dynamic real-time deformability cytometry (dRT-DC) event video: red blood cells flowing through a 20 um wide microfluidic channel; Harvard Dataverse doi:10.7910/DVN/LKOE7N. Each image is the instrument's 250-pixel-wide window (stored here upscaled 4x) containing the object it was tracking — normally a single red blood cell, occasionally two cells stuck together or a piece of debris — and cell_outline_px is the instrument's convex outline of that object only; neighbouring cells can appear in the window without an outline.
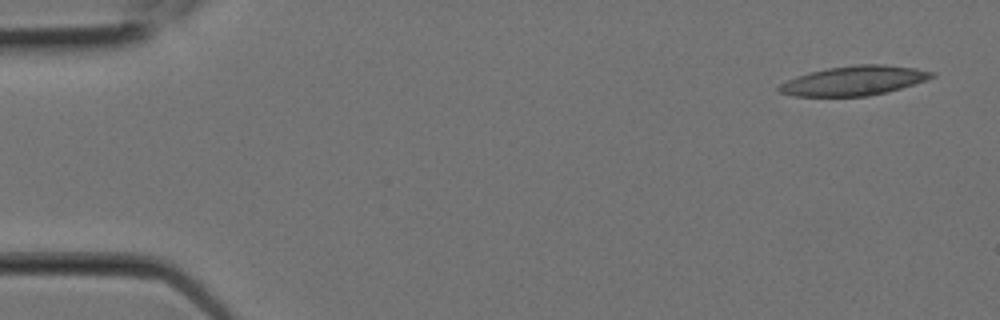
{"species": "Egyptian fruit bat (a non-hibernating species)", "species_latin": "Rousettus aegyptiacus", "temperature_condition": "room temperature", "stored_images_in_passage": 8, "camera_frame_rate_fps": 3000, "um_per_image_px": 0.085, "animal": {"sex": "female"}, "frame": {"image": 1, "passage_image": 1, "time_ms": 0.0, "image_size_px": [1000, 320], "cell_outline_px": [[936, 76], [928, 80], [900, 88], [868, 96], [796, 96], [780, 92], [776, 88], [780, 84], [796, 76], [808, 72], [828, 68], [856, 64], [884, 64], [916, 68], [936, 72]], "centroid_in_image_um": [72.62, 6.84], "position_along_channel_um": 12.4, "area_um2": 26.24}}
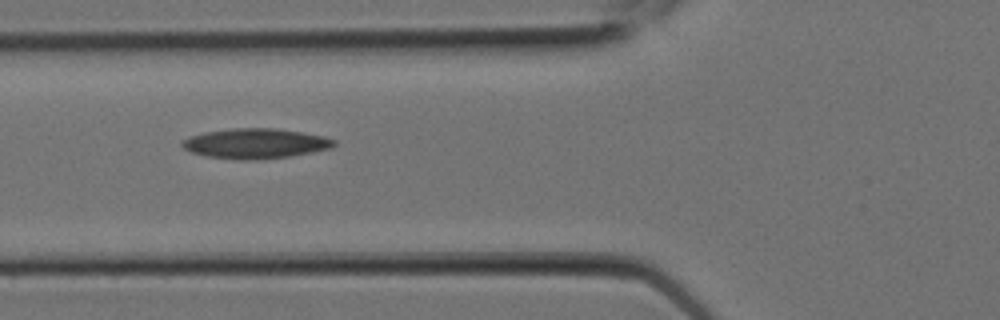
{"frame": {"image": 2, "passage_image": 7, "time_ms": 2.0, "image_size_px": [1000, 320], "cell_outline_px": [[336, 144], [332, 148], [312, 152], [288, 156], [248, 160], [240, 160], [208, 156], [192, 152], [184, 148], [180, 144], [180, 140], [204, 132], [232, 128], [276, 128], [324, 136], [336, 140]], "centroid_in_image_um": [21.71, 12.19], "position_along_channel_um": 104.1, "area_um2": 26.41}}
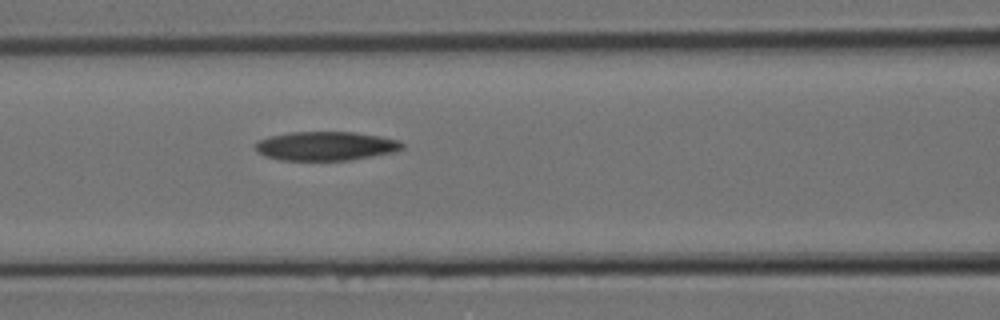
{"frame": {"image": 3, "passage_image": 8, "time_ms": 2.333, "image_size_px": [1000, 320], "cell_outline_px": [[404, 148], [396, 152], [348, 160], [280, 160], [264, 156], [256, 152], [256, 144], [260, 140], [268, 136], [292, 132], [356, 132], [380, 136], [400, 140], [404, 144]], "centroid_in_image_um": [27.72, 12.41], "position_along_channel_um": 138.9, "area_um2": 24.91}}